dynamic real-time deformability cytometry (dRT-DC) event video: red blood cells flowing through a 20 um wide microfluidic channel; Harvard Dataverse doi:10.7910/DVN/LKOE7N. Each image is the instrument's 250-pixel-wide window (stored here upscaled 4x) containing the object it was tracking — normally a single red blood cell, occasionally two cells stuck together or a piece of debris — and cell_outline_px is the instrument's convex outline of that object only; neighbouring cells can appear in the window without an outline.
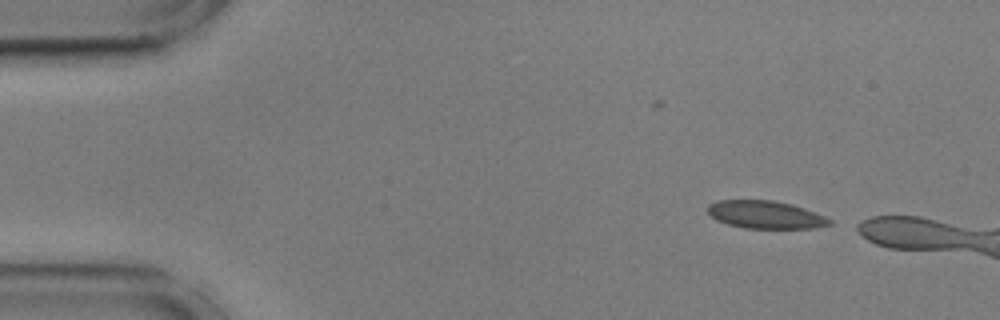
{"species": "common noctule bat (a hibernating species)", "species_latin": "Nyctalus noctula", "temperature_condition": "cold", "stored_images_in_passage": 10, "camera_frame_rate_fps": 3000, "um_per_image_px": 0.085, "animal": {"sex": "male", "body_mass_g": 17.9, "forearm_length_mm": 54.2}, "frame": {"image": 1, "passage_image": 1, "time_ms": 0.0, "image_size_px": [1000, 320], "cell_outline_px": [[832, 224], [812, 228], [744, 228], [728, 224], [716, 220], [708, 212], [708, 204], [716, 200], [772, 200], [792, 204], [804, 208], [824, 216], [832, 220]], "centroid_in_image_um": [65.05, 18.24], "position_along_channel_um": 20.0, "area_um2": 19.65}}